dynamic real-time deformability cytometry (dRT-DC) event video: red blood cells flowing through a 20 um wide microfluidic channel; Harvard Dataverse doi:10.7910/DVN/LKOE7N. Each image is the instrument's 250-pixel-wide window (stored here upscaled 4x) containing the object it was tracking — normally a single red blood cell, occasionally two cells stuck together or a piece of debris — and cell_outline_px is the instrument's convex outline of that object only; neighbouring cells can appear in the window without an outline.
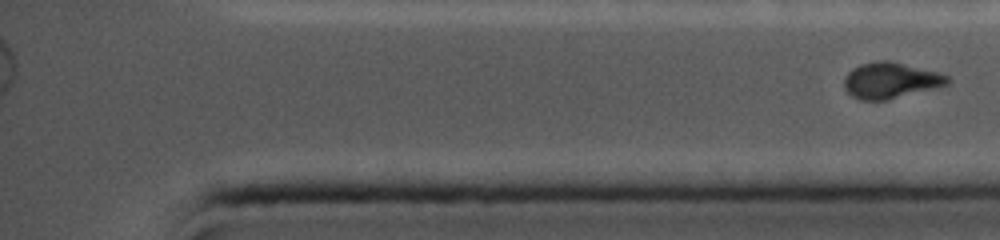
{"species": "common noctule bat (a hibernating species)", "species_latin": "Nyctalus noctula", "temperature_condition": "cold", "stored_images_in_passage": 44, "segment_of_instrument_passage": [2, 2], "camera_frame_rate_fps": 5000, "um_per_image_px": 0.085, "animal": {"sex": "female", "body_mass_g": 19.0, "forearm_length_mm": 56.7}, "frame": {"image": 1, "passage_image": 44, "time_ms": 10.4, "image_size_px": [1000, 240], "cell_outline_px": [[952, 80], [948, 84], [936, 88], [884, 100], [860, 100], [852, 96], [844, 88], [844, 76], [852, 68], [860, 64], [880, 60], [888, 60], [936, 72], [948, 76]], "centroid_in_image_um": [75.67, 6.83], "position_along_channel_um": 359.5, "area_um2": 21.5}}